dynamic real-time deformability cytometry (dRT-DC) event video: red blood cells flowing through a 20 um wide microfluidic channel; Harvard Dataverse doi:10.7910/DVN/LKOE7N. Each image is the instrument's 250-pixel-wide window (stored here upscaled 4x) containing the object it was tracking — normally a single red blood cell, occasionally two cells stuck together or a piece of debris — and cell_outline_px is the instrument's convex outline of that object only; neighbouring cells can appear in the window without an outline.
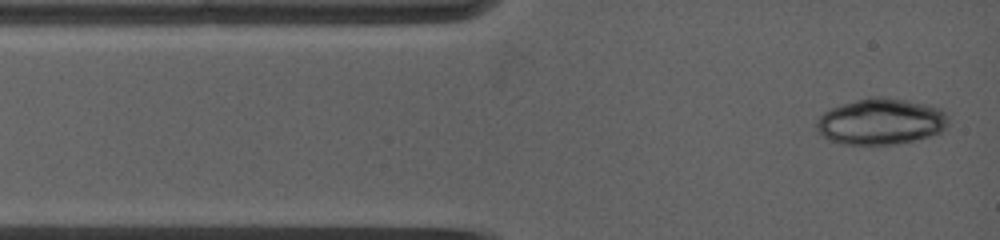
{"species": "common noctule bat (a hibernating species)", "species_latin": "Nyctalus noctula", "temperature_condition": "warm", "stored_images_in_passage": 2, "camera_frame_rate_fps": 5000, "um_per_image_px": 0.085, "animal": {"sex": "female", "body_mass_g": 19.0, "forearm_length_mm": 53.3}, "frame": {"image": 1, "passage_image": 1, "time_ms": 0.0, "image_size_px": [1000, 240], "cell_outline_px": [[948, 124], [944, 132], [896, 144], [840, 144], [828, 140], [816, 132], [816, 120], [824, 112], [832, 108], [868, 96], [888, 96], [928, 104], [940, 108], [948, 116]], "centroid_in_image_um": [74.88, 10.32], "position_along_channel_um": 10.1, "area_um2": 35.89}}